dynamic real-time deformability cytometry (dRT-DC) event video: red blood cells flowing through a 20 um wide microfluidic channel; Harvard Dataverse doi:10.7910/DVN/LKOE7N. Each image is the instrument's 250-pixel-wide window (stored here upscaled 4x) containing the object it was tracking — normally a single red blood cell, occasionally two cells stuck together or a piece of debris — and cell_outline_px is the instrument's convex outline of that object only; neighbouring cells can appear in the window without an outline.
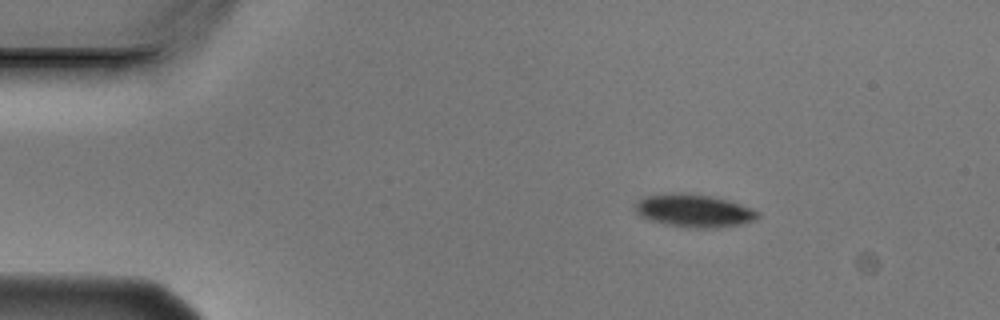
{"species": "Egyptian fruit bat (a non-hibernating species)", "species_latin": "Rousettus aegyptiacus", "temperature_condition": "cold", "stored_images_in_passage": 4, "camera_frame_rate_fps": 3000, "um_per_image_px": 0.085, "animal": {"sex": "male"}, "frame": {"image": 1, "passage_image": 2, "time_ms": 0.333, "image_size_px": [1000, 320], "cell_outline_px": [[760, 216], [756, 220], [740, 224], [716, 228], [688, 228], [664, 224], [648, 220], [640, 216], [636, 212], [636, 204], [640, 200], [648, 196], [680, 192], [712, 196], [728, 200], [752, 208], [760, 212]], "centroid_in_image_um": [59.03, 17.92], "position_along_channel_um": 26.0, "area_um2": 23.52}}